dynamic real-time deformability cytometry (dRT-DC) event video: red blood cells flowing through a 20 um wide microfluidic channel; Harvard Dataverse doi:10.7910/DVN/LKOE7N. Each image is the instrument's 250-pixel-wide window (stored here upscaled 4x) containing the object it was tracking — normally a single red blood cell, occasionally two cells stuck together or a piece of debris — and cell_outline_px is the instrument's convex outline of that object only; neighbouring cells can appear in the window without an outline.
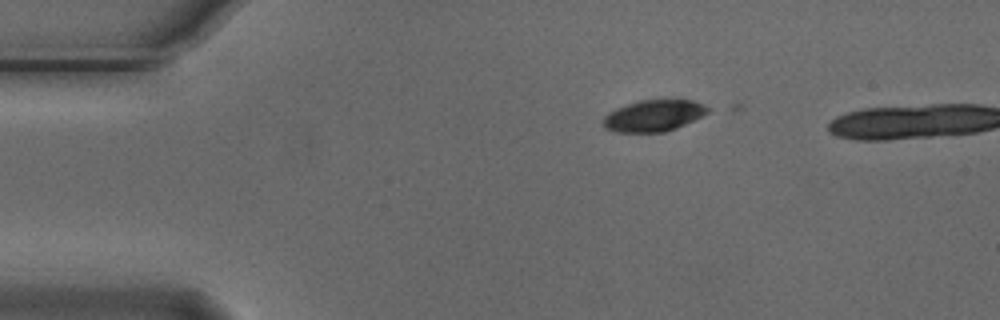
{"species": "Egyptian fruit bat (a non-hibernating species)", "species_latin": "Rousettus aegyptiacus", "temperature_condition": "cold", "stored_images_in_passage": 4, "camera_frame_rate_fps": 3000, "um_per_image_px": 0.085, "animal": {"sex": "male"}, "frame": {"image": 1, "passage_image": 2, "time_ms": 0.333, "image_size_px": [1000, 320], "cell_outline_px": [[708, 112], [676, 128], [664, 132], [616, 132], [604, 128], [604, 116], [608, 112], [616, 108], [640, 100], [676, 96], [692, 100], [704, 104], [708, 108]], "centroid_in_image_um": [55.58, 9.78], "position_along_channel_um": 29.4, "area_um2": 19.65}}